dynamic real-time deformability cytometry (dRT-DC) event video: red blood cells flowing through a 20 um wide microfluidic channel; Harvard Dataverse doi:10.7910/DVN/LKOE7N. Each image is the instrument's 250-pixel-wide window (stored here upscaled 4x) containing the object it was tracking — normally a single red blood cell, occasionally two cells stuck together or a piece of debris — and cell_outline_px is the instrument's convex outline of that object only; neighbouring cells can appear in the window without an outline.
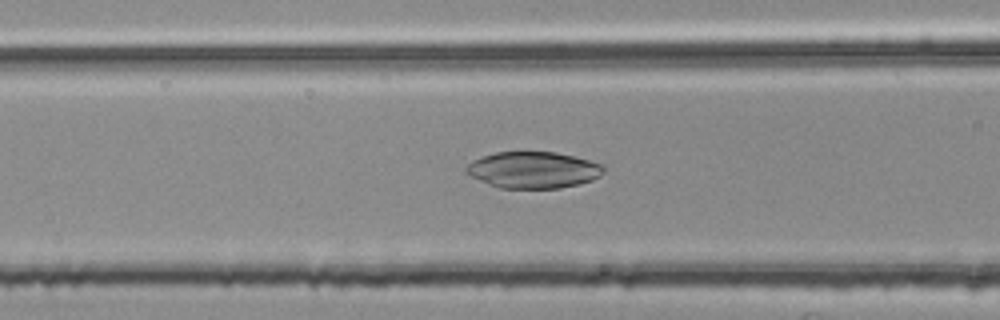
{"species": "common noctule bat (a hibernating species)", "species_latin": "Nyctalus noctula", "temperature_condition": "room temperature", "stored_images_in_passage": 38, "camera_frame_rate_fps": 3000, "um_per_image_px": 0.085, "animal": {"sex": "female", "body_mass_g": 25.1}, "frame": {"image": 1, "passage_image": 6, "time_ms": 1.667, "image_size_px": [1000, 320], "cell_outline_px": [[604, 172], [600, 176], [592, 180], [580, 184], [560, 188], [500, 188], [480, 180], [464, 172], [464, 168], [472, 160], [496, 152], [556, 152], [604, 164]], "centroid_in_image_um": [45.34, 14.44], "position_along_channel_um": 121.3, "area_um2": 29.19}}
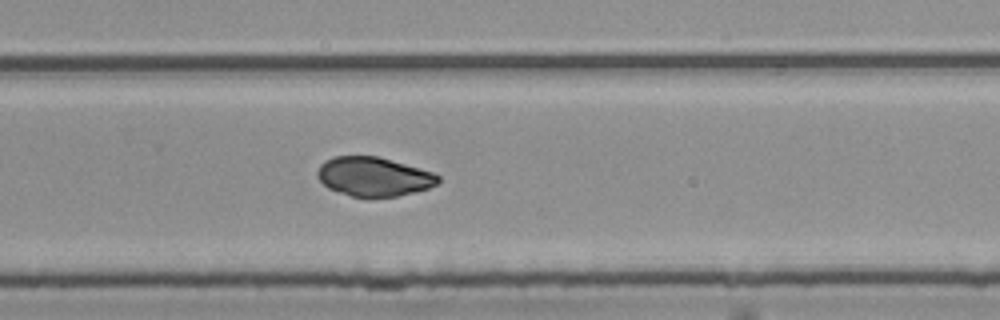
{"frame": {"image": 2, "passage_image": 20, "time_ms": 6.333, "image_size_px": [1000, 320], "cell_outline_px": [[440, 180], [436, 184], [428, 188], [396, 196], [352, 196], [328, 188], [316, 176], [316, 172], [320, 164], [324, 160], [332, 156], [376, 156], [432, 172], [440, 176]], "centroid_in_image_um": [31.72, 15.0], "position_along_channel_um": 298.1, "area_um2": 27.11}}
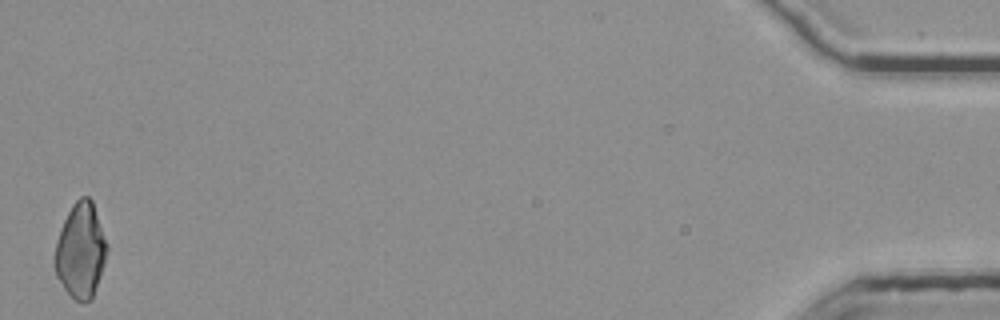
{"frame": {"image": 3, "passage_image": 38, "time_ms": 12.333, "image_size_px": [1000, 320], "cell_outline_px": [[108, 252], [92, 300], [84, 304], [76, 300], [64, 288], [56, 276], [56, 240], [64, 220], [72, 204], [80, 196], [88, 196], [92, 200], [108, 244]], "centroid_in_image_um": [6.89, 21.3], "position_along_channel_um": 428.3, "area_um2": 28.78}, "authors_computed_cell_mechanics": {"area_um2": 28.611, "velocity_mm_per_s": 3.7909, "shape_relaxation_time_tau1_ms": 6.0451, "shape_relaxation_time_tau2_ms": null, "deformation_change_tau1": 0.1067, "deformation_change_tau2": null}}